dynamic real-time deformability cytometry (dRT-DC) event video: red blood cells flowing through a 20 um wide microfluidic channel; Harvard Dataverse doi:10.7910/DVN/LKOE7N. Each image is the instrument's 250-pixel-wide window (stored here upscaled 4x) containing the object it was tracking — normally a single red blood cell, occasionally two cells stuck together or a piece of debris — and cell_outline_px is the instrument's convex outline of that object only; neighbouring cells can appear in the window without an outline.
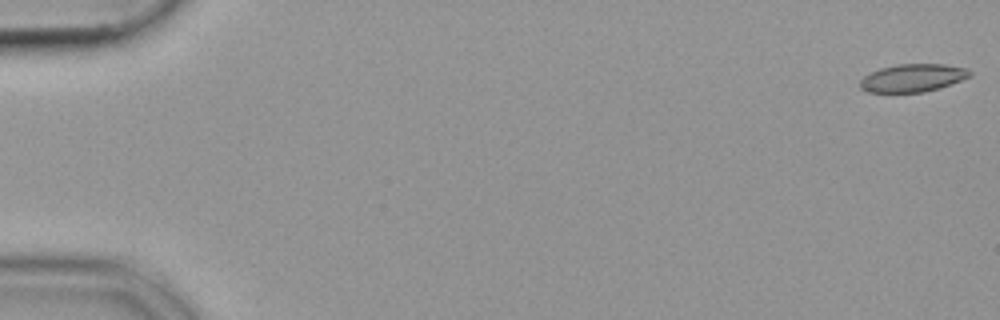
{"species": "common noctule bat (a hibernating species)", "species_latin": "Nyctalus noctula", "temperature_condition": "cold", "stored_images_in_passage": 16, "camera_frame_rate_fps": 3000, "um_per_image_px": 0.085, "animal": {"sex": "female", "body_mass_g": 19.9}, "frame": {"image": 1, "passage_image": 1, "time_ms": 0.0, "image_size_px": [1000, 320], "cell_outline_px": [[972, 76], [940, 88], [924, 92], [868, 92], [860, 88], [860, 80], [864, 76], [880, 68], [896, 64], [944, 64], [968, 68], [972, 72]], "centroid_in_image_um": [77.61, 6.62], "position_along_channel_um": 7.4, "area_um2": 17.92}}
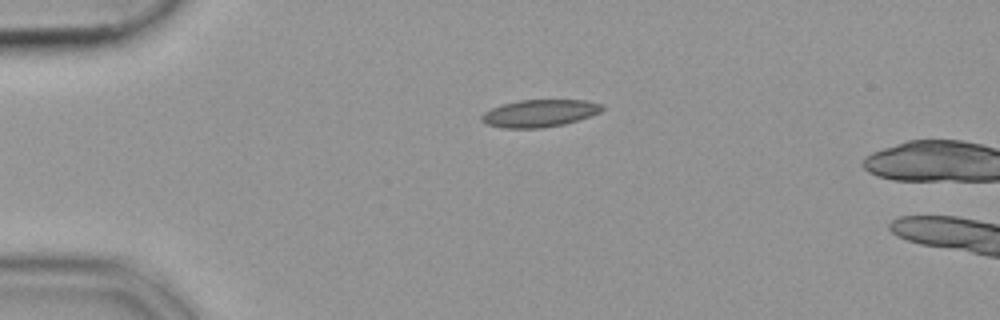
{"frame": {"image": 2, "passage_image": 13, "time_ms": 4.0, "image_size_px": [1000, 320], "cell_outline_px": [[604, 108], [600, 112], [564, 124], [540, 128], [504, 128], [488, 124], [480, 120], [480, 116], [484, 112], [500, 104], [520, 100], [584, 100], [604, 104]], "centroid_in_image_um": [45.84, 9.62], "position_along_channel_um": 39.2, "area_um2": 19.13}}